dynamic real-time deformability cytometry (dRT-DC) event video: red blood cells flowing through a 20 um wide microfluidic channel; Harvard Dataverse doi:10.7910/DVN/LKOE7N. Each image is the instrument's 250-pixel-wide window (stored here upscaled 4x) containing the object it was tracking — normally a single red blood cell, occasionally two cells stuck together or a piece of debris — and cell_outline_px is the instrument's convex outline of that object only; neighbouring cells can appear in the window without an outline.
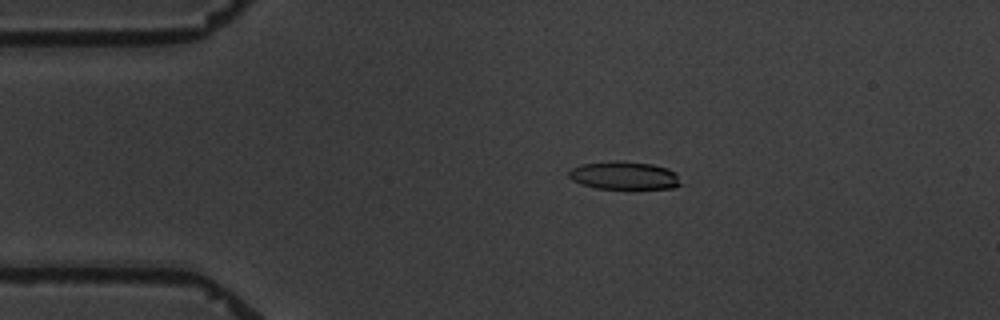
{"species": "common noctule bat (a hibernating species)", "species_latin": "Nyctalus noctula", "temperature_condition": "warm", "stored_images_in_passage": 9, "camera_frame_rate_fps": 3000, "um_per_image_px": 0.085, "animal": {"sex": "male", "body_mass_g": 19.5, "forearm_length_mm": 54.6}, "frame": {"image": 1, "passage_image": 3, "time_ms": 2.333, "image_size_px": [1000, 320], "cell_outline_px": [[684, 184], [672, 188], [596, 188], [580, 184], [572, 180], [568, 176], [568, 172], [572, 168], [580, 164], [616, 160], [620, 160], [652, 164], [668, 168], [676, 172]], "centroid_in_image_um": [53.07, 14.9], "position_along_channel_um": 31.9, "area_um2": 18.5}}
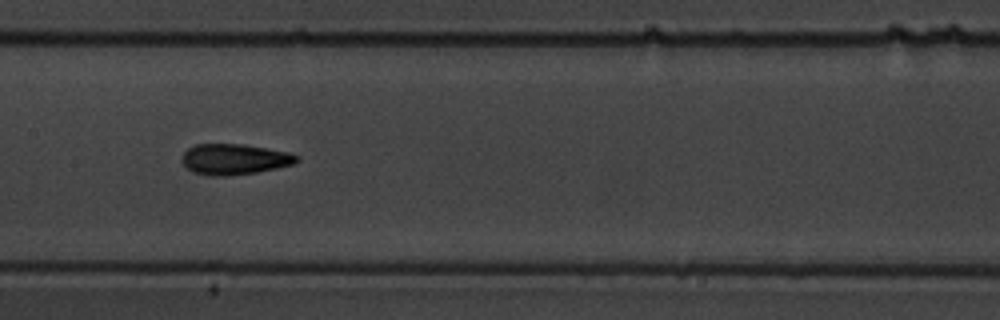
{"frame": {"image": 2, "passage_image": 8, "time_ms": 8.0, "image_size_px": [1000, 320], "cell_outline_px": [[300, 160], [292, 164], [276, 168], [256, 172], [228, 176], [208, 176], [192, 172], [180, 160], [184, 152], [188, 148], [196, 144], [244, 144], [288, 152], [300, 156]], "centroid_in_image_um": [19.91, 13.54], "position_along_channel_um": 187.5, "area_um2": 20.63}}
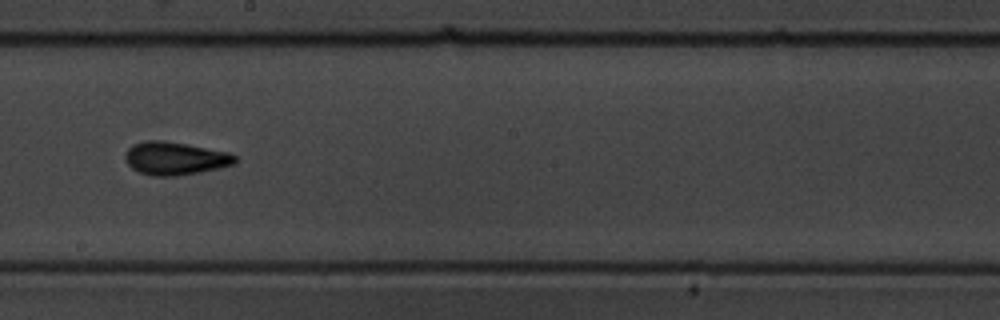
{"frame": {"image": 3, "passage_image": 9, "time_ms": 9.333, "image_size_px": [1000, 320], "cell_outline_px": [[236, 164], [200, 172], [176, 176], [152, 176], [140, 172], [132, 168], [124, 160], [124, 156], [128, 148], [132, 144], [148, 140], [160, 140], [188, 144], [228, 152], [236, 156]], "centroid_in_image_um": [14.87, 13.46], "position_along_channel_um": 233.3, "area_um2": 21.21}}